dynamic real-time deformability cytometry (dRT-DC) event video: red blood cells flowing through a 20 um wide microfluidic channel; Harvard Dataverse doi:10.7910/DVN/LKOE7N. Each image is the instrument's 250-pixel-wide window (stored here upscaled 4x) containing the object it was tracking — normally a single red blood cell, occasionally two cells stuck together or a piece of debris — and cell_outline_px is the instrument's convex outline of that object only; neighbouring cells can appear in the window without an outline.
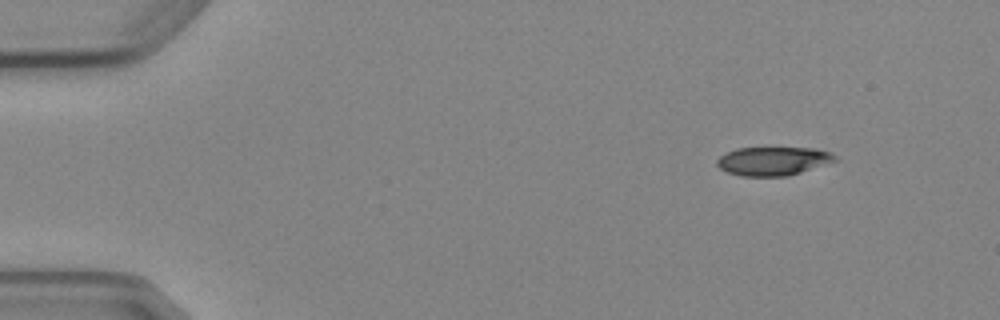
{"species": "Egyptian fruit bat (a non-hibernating species)", "species_latin": "Rousettus aegyptiacus", "temperature_condition": "cold", "stored_images_in_passage": 4, "camera_frame_rate_fps": 3000, "um_per_image_px": 0.085, "animal": {"sex": "female"}, "frame": {"image": 1, "passage_image": 1, "time_ms": 0.0, "image_size_px": [1000, 320], "cell_outline_px": [[836, 160], [788, 176], [740, 176], [728, 172], [720, 168], [716, 164], [716, 160], [720, 156], [736, 148], [816, 148], [832, 152], [836, 156]], "centroid_in_image_um": [65.69, 13.68], "position_along_channel_um": 19.3, "area_um2": 19.54}}
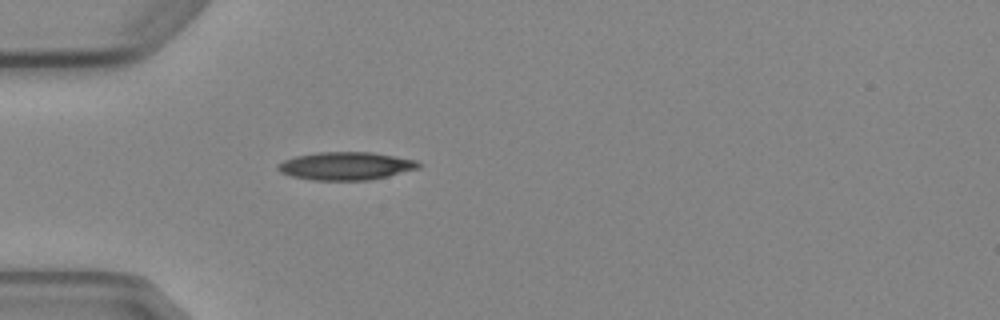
{"frame": {"image": 2, "passage_image": 4, "time_ms": 3.333, "image_size_px": [1000, 320], "cell_outline_px": [[420, 168], [388, 176], [368, 180], [312, 180], [292, 176], [280, 172], [276, 168], [276, 164], [284, 160], [296, 156], [320, 152], [372, 152], [416, 160], [420, 164]], "centroid_in_image_um": [29.38, 14.11], "position_along_channel_um": 55.6, "area_um2": 22.89}}